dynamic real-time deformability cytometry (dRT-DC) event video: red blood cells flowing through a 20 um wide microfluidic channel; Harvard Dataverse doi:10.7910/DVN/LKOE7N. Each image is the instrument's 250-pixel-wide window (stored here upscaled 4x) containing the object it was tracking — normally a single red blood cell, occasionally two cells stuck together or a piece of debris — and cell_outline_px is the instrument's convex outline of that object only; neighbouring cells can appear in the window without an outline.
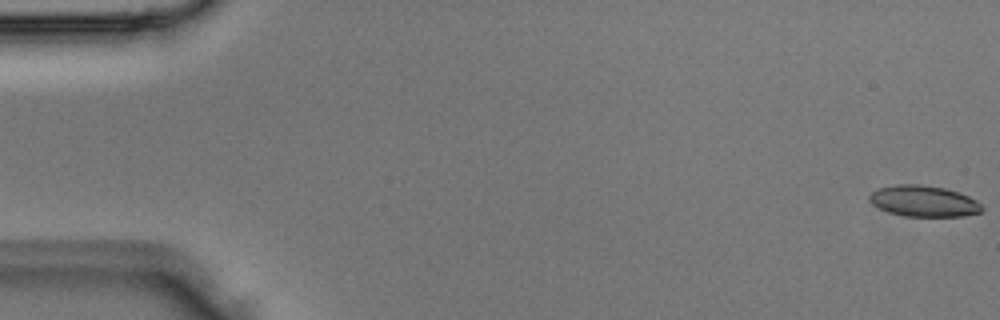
{"species": "Egyptian fruit bat (a non-hibernating species)", "species_latin": "Rousettus aegyptiacus", "temperature_condition": "room temperature", "stored_images_in_passage": 6, "camera_frame_rate_fps": 3000, "um_per_image_px": 0.085, "animal": {"sex": "male"}, "frame": {"image": 1, "passage_image": 1, "time_ms": 0.0, "image_size_px": [1000, 320], "cell_outline_px": [[984, 208], [980, 212], [964, 216], [904, 216], [888, 212], [872, 204], [868, 200], [868, 196], [876, 188], [896, 184], [920, 184], [944, 188], [960, 192], [976, 200]], "centroid_in_image_um": [78.49, 17.09], "position_along_channel_um": 6.5, "area_um2": 20.52}}